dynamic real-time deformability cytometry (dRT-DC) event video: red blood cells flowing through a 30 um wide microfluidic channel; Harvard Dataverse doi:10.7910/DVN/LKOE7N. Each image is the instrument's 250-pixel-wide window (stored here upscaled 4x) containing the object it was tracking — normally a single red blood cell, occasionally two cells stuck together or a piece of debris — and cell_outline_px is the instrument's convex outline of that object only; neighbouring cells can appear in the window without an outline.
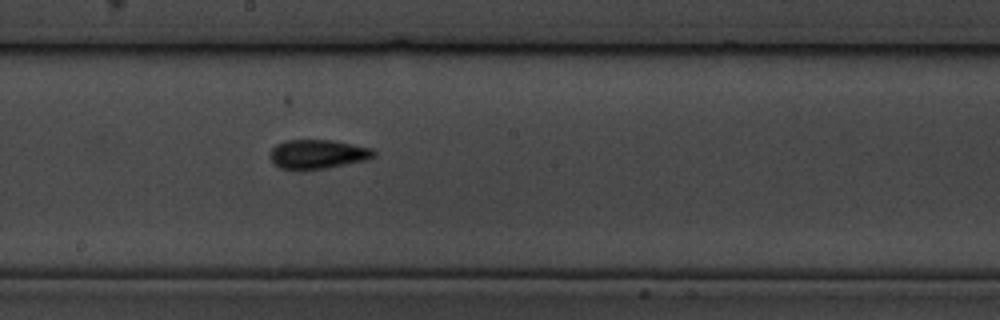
{"species": "common noctule bat (a hibernating species)", "species_latin": "Nyctalus noctula", "temperature_condition": "cold", "stored_images_in_passage": 9, "camera_frame_rate_fps": 3000, "um_per_image_px": 0.085, "animal": {"sex": "male", "body_mass_g": 19.5, "forearm_length_mm": 54.6}, "frame": {"image": 1, "passage_image": 9, "time_ms": 9.667, "image_size_px": [1000, 320], "cell_outline_px": [[376, 156], [368, 160], [328, 168], [280, 168], [272, 164], [272, 148], [276, 144], [284, 140], [332, 140], [372, 148], [376, 152]], "centroid_in_image_um": [27.06, 13.09], "position_along_channel_um": 221.1, "area_um2": 17.46}}